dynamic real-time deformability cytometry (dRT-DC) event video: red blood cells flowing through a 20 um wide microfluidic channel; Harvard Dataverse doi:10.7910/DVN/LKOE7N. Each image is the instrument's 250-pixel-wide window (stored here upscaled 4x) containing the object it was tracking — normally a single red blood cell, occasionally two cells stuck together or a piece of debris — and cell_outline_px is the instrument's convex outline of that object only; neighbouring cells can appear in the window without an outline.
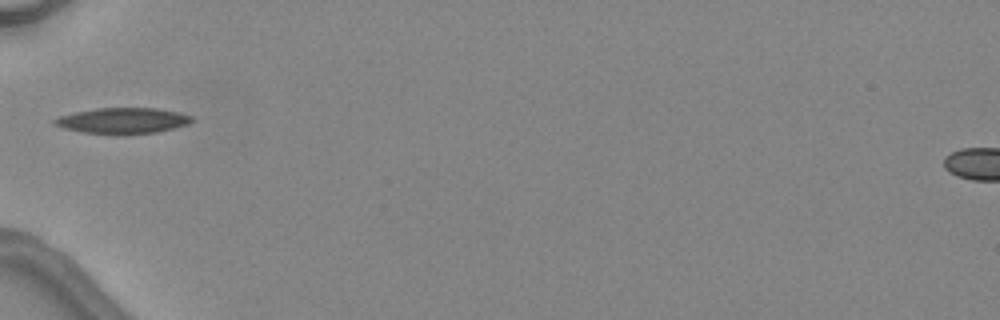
{"species": "common noctule bat (a hibernating species)", "species_latin": "Nyctalus noctula", "temperature_condition": "warm", "stored_images_in_passage": 6, "camera_frame_rate_fps": 3000, "um_per_image_px": 0.085, "animal": {"sex": "female", "body_mass_g": 24.6, "forearm_length_mm": 56.2}, "frame": {"image": 1, "passage_image": 5, "time_ms": 5.0, "image_size_px": [1000, 320], "cell_outline_px": [[192, 120], [188, 124], [176, 128], [156, 132], [124, 136], [116, 136], [80, 132], [64, 128], [52, 124], [52, 120], [60, 116], [76, 112], [96, 108], [156, 108], [180, 112], [192, 116]], "centroid_in_image_um": [10.42, 10.28], "position_along_channel_um": 74.6, "area_um2": 21.21}}